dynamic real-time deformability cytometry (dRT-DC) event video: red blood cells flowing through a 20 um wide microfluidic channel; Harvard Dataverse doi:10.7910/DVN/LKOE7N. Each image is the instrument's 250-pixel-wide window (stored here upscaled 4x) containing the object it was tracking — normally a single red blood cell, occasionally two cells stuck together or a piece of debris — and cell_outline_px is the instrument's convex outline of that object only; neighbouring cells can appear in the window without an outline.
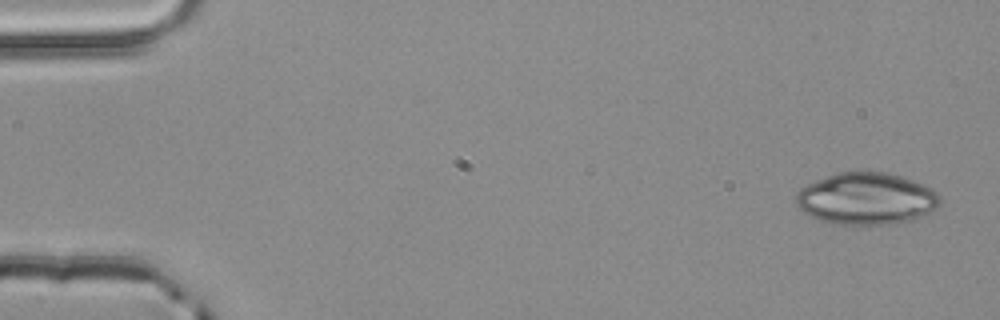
{"species": "common noctule bat (a hibernating species)", "species_latin": "Nyctalus noctula", "temperature_condition": "room temperature", "stored_images_in_passage": 3, "camera_frame_rate_fps": 3000, "um_per_image_px": 0.085, "animal": {"sex": "male", "body_mass_g": 20.4}, "frame": {"image": 1, "passage_image": 1, "time_ms": 0.0, "image_size_px": [1000, 320], "cell_outline_px": [[940, 204], [936, 208], [912, 220], [892, 224], [836, 224], [820, 220], [804, 212], [796, 204], [796, 192], [800, 188], [816, 180], [840, 172], [884, 172], [900, 176], [912, 180], [932, 188], [940, 196]], "centroid_in_image_um": [73.64, 16.89], "position_along_channel_um": 11.4, "area_um2": 43.23}}